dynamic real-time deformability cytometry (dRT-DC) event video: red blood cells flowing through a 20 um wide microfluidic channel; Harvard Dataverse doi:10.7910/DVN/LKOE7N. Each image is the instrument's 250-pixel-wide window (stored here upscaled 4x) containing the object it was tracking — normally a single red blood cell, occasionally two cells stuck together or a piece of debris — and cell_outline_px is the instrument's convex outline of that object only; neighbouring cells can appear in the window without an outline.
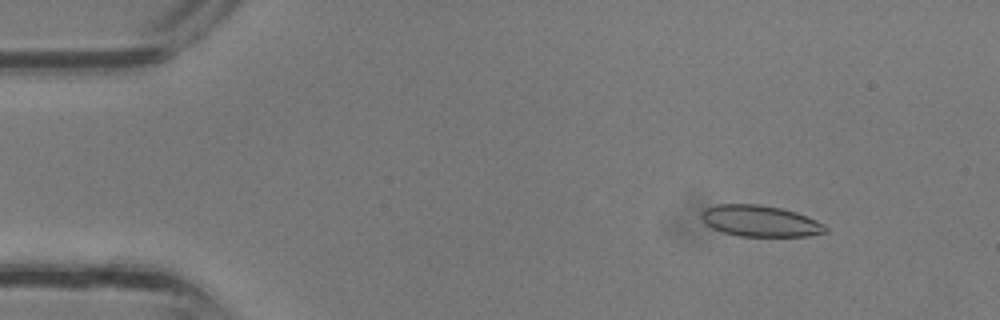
{"species": "common noctule bat (a hibernating species)", "species_latin": "Nyctalus noctula", "temperature_condition": "room temperature", "stored_images_in_passage": 31, "camera_frame_rate_fps": 3000, "um_per_image_px": 0.085, "animal": {"sex": "male", "body_mass_g": 13.3}, "frame": {"image": 1, "passage_image": 1, "time_ms": 0.0, "image_size_px": [1000, 320], "cell_outline_px": [[828, 232], [808, 236], [740, 236], [724, 232], [712, 228], [704, 224], [700, 216], [704, 208], [716, 204], [760, 204], [780, 208], [796, 212], [816, 220], [824, 224], [828, 228]], "centroid_in_image_um": [64.6, 18.78], "position_along_channel_um": 20.4, "area_um2": 22.72}}
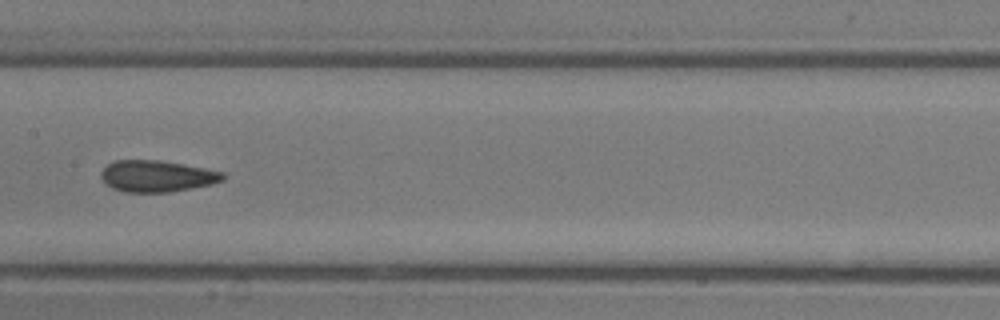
{"frame": {"image": 2, "passage_image": 14, "time_ms": 4.333, "image_size_px": [1000, 320], "cell_outline_px": [[224, 180], [208, 184], [168, 192], [124, 192], [112, 188], [104, 184], [100, 176], [100, 172], [108, 164], [116, 160], [160, 160], [204, 168], [224, 172]], "centroid_in_image_um": [13.27, 14.97], "position_along_channel_um": 194.1, "area_um2": 22.2}}
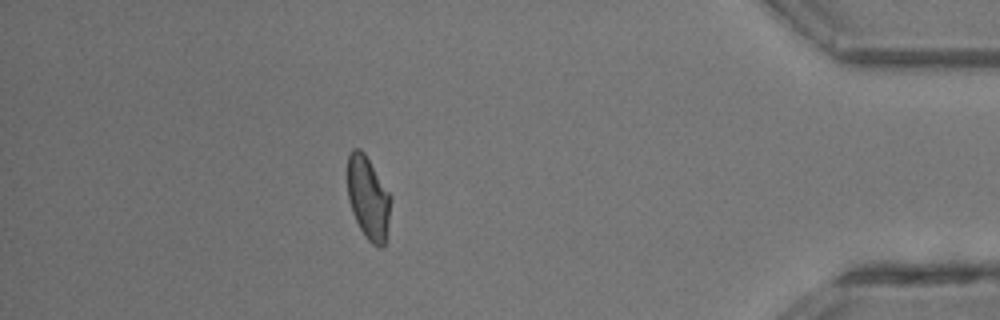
{"frame": {"image": 3, "passage_image": 27, "time_ms": 8.667, "image_size_px": [1000, 320], "cell_outline_px": [[392, 196], [384, 244], [380, 248], [372, 244], [364, 236], [352, 212], [348, 196], [348, 152], [352, 148], [360, 148], [364, 152]], "centroid_in_image_um": [31.29, 16.79], "position_along_channel_um": 403.9, "area_um2": 20.81}}